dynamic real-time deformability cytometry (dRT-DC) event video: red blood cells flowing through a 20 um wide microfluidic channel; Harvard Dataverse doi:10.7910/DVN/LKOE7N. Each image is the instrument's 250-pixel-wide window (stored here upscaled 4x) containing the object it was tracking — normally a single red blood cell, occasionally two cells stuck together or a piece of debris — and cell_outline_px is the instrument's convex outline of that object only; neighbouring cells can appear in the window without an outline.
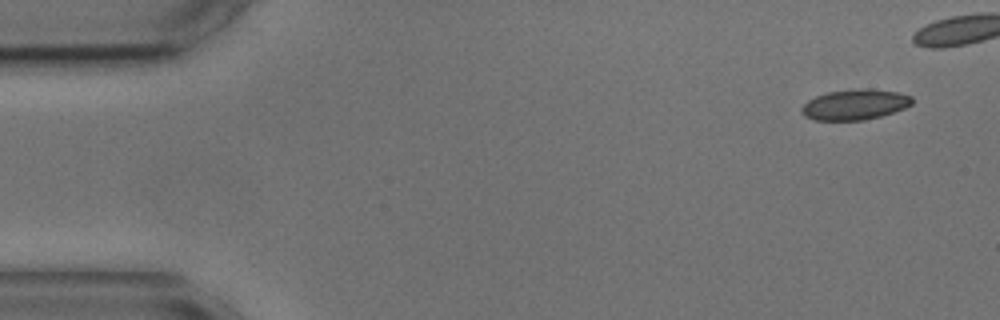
{"species": "common noctule bat (a hibernating species)", "species_latin": "Nyctalus noctula", "temperature_condition": "cold", "stored_images_in_passage": 3, "camera_frame_rate_fps": 3000, "um_per_image_px": 0.085, "animal": {"sex": "male", "body_mass_g": 17.9, "forearm_length_mm": 54.2}, "frame": {"image": 1, "passage_image": 1, "time_ms": 0.0, "image_size_px": [1000, 320], "cell_outline_px": [[912, 104], [904, 108], [880, 116], [864, 120], [816, 120], [804, 116], [800, 108], [808, 100], [816, 96], [828, 92], [860, 88], [864, 88], [900, 92], [912, 96]], "centroid_in_image_um": [72.67, 8.88], "position_along_channel_um": 12.3, "area_um2": 19.54}}